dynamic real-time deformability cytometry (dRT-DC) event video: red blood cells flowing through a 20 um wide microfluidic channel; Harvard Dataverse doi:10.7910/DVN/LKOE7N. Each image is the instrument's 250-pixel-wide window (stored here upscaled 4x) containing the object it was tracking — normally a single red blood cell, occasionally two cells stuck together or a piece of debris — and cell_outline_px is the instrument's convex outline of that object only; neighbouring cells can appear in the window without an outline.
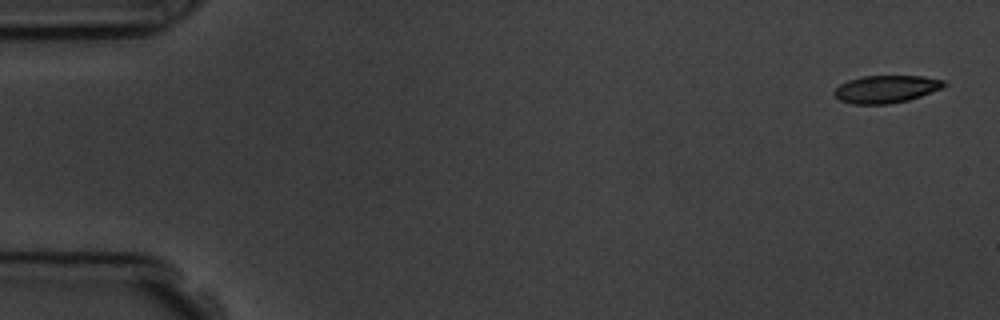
{"species": "common noctule bat (a hibernating species)", "species_latin": "Nyctalus noctula", "temperature_condition": "room temperature", "stored_images_in_passage": 5, "camera_frame_rate_fps": 3000, "um_per_image_px": 0.085, "animal": {"sex": "male", "body_mass_g": 19.5, "forearm_length_mm": 54.6}, "frame": {"image": 1, "passage_image": 1, "time_ms": 0.0, "image_size_px": [1000, 320], "cell_outline_px": [[948, 84], [940, 88], [920, 96], [908, 100], [888, 104], [852, 104], [840, 100], [832, 92], [840, 84], [848, 80], [864, 76], [920, 76], [944, 80]], "centroid_in_image_um": [75.29, 7.57], "position_along_channel_um": 9.7, "area_um2": 17.46}}